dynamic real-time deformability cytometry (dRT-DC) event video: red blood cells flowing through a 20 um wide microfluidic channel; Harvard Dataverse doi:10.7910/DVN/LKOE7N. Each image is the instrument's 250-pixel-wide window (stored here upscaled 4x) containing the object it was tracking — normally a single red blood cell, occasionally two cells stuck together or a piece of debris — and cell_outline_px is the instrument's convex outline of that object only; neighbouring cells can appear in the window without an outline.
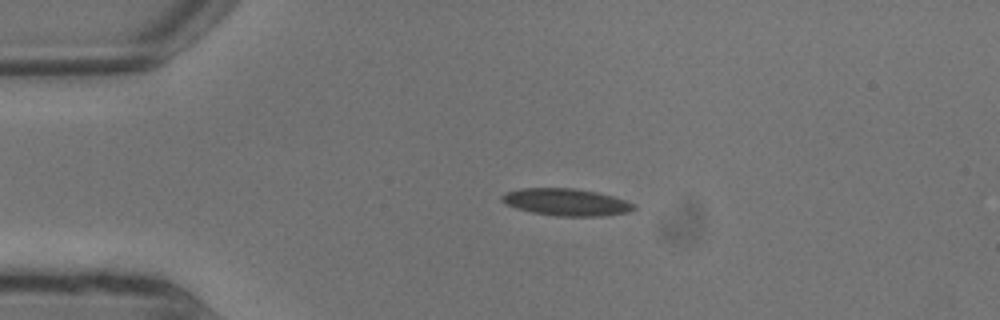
{"species": "common noctule bat (a hibernating species)", "species_latin": "Nyctalus noctula", "temperature_condition": "warm", "stored_images_in_passage": 9, "camera_frame_rate_fps": 3000, "um_per_image_px": 0.085, "animal": {"sex": "male", "body_mass_g": 13.3}, "frame": {"image": 1, "passage_image": 3, "time_ms": 0.667, "image_size_px": [1000, 320], "cell_outline_px": [[636, 208], [628, 212], [604, 216], [556, 216], [532, 212], [516, 208], [504, 204], [500, 200], [500, 196], [508, 192], [520, 188], [576, 188], [596, 192], [612, 196], [636, 204]], "centroid_in_image_um": [48.11, 17.18], "position_along_channel_um": 36.9, "area_um2": 20.92}}
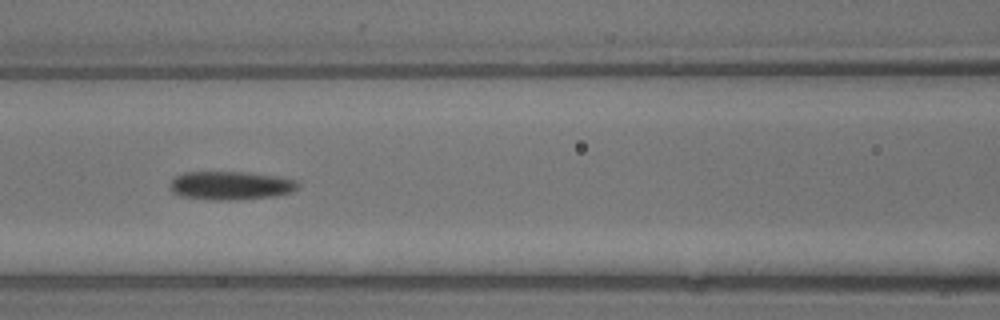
{"frame": {"image": 2, "passage_image": 7, "time_ms": 2.0, "image_size_px": [1000, 320], "cell_outline_px": [[300, 184], [292, 192], [272, 196], [236, 200], [208, 200], [180, 196], [172, 192], [168, 188], [168, 184], [176, 176], [184, 172], [248, 172], [280, 176], [296, 180]], "centroid_in_image_um": [19.57, 15.77], "position_along_channel_um": 147.0, "area_um2": 21.56}}
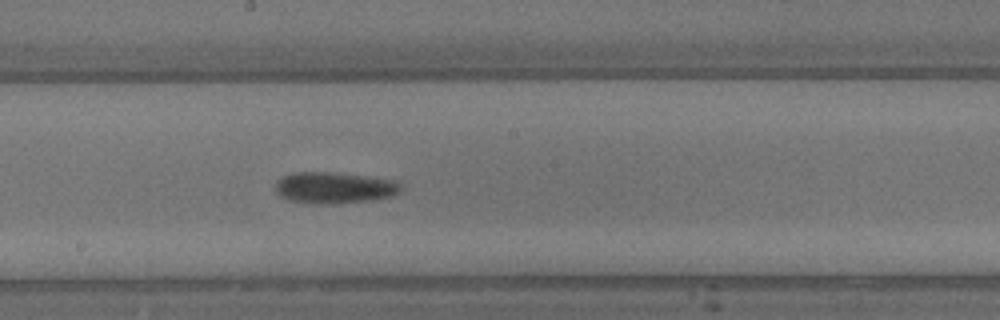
{"frame": {"image": 3, "passage_image": 9, "time_ms": 2.667, "image_size_px": [1000, 320], "cell_outline_px": [[400, 188], [392, 196], [368, 200], [328, 204], [288, 200], [280, 196], [276, 192], [276, 180], [292, 172], [332, 172], [396, 180], [400, 184]], "centroid_in_image_um": [28.37, 15.94], "position_along_channel_um": 219.8, "area_um2": 22.54}}